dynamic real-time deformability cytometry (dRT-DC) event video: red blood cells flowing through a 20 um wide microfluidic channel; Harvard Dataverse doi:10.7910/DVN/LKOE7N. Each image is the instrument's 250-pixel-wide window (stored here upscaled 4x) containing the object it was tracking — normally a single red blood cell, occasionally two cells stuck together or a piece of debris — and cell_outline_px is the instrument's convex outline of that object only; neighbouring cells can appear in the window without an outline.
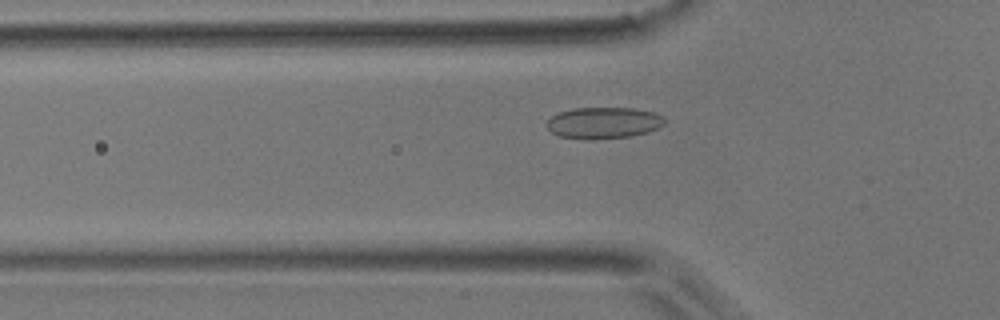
{"species": "common noctule bat (a hibernating species)", "species_latin": "Nyctalus noctula", "temperature_condition": "room temperature", "stored_images_in_passage": 48, "camera_frame_rate_fps": 3000, "um_per_image_px": 0.085, "animal": {"sex": "male", "body_mass_g": 17.9}, "frame": {"image": 1, "passage_image": 13, "time_ms": 4.0, "image_size_px": [1000, 320], "cell_outline_px": [[664, 124], [648, 132], [632, 136], [560, 136], [552, 132], [544, 124], [552, 116], [560, 112], [572, 108], [636, 108], [656, 112], [664, 116]], "centroid_in_image_um": [51.36, 10.37], "position_along_channel_um": 74.4, "area_um2": 20.69}}
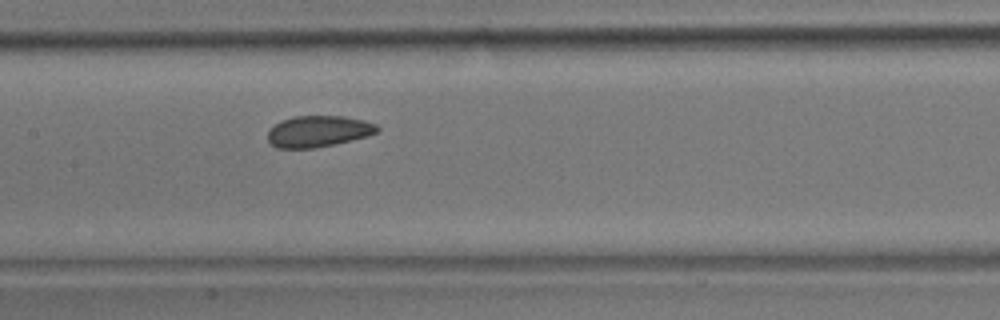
{"frame": {"image": 2, "passage_image": 21, "time_ms": 6.667, "image_size_px": [1000, 320], "cell_outline_px": [[380, 128], [376, 132], [368, 136], [332, 144], [312, 148], [276, 148], [268, 144], [268, 128], [280, 120], [292, 116], [344, 116], [364, 120], [376, 124]], "centroid_in_image_um": [27.0, 11.15], "position_along_channel_um": 180.4, "area_um2": 20.11}}
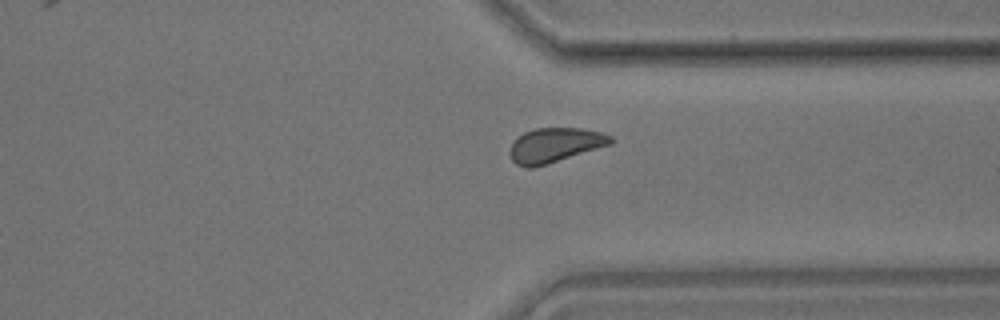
{"frame": {"image": 3, "passage_image": 35, "time_ms": 11.333, "image_size_px": [1000, 320], "cell_outline_px": [[612, 144], [532, 168], [528, 168], [516, 164], [512, 160], [512, 144], [524, 132], [536, 128], [580, 128], [600, 132], [612, 136]], "centroid_in_image_um": [47.2, 12.32], "position_along_channel_um": 364.2, "area_um2": 19.77}}